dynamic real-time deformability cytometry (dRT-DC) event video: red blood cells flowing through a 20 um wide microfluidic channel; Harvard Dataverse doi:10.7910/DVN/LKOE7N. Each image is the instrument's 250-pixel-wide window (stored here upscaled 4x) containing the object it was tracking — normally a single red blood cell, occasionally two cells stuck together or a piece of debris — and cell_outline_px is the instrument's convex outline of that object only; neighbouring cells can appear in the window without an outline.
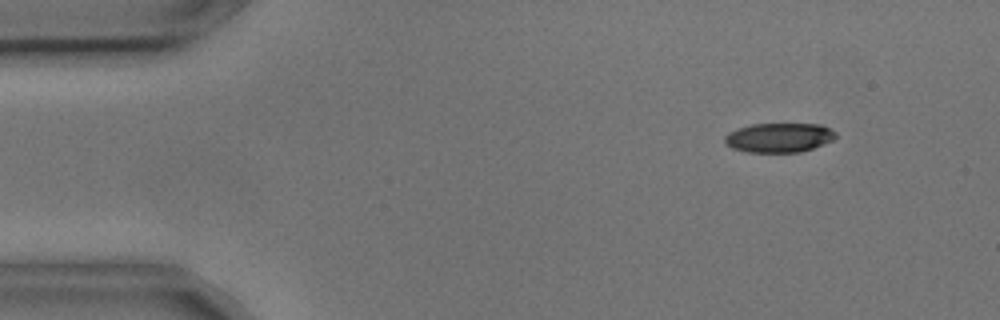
{"species": "common noctule bat (a hibernating species)", "species_latin": "Nyctalus noctula", "temperature_condition": "cold", "stored_images_in_passage": 8, "camera_frame_rate_fps": 3000, "um_per_image_px": 0.085, "animal": {"sex": "male", "body_mass_g": 17.9, "forearm_length_mm": 54.2}, "frame": {"image": 1, "passage_image": 1, "time_ms": 0.0, "image_size_px": [1000, 320], "cell_outline_px": [[836, 136], [832, 140], [824, 144], [800, 152], [748, 152], [732, 148], [724, 144], [724, 136], [728, 132], [736, 128], [752, 124], [820, 124], [832, 128], [836, 132]], "centroid_in_image_um": [66.2, 11.69], "position_along_channel_um": 18.8, "area_um2": 19.19}}
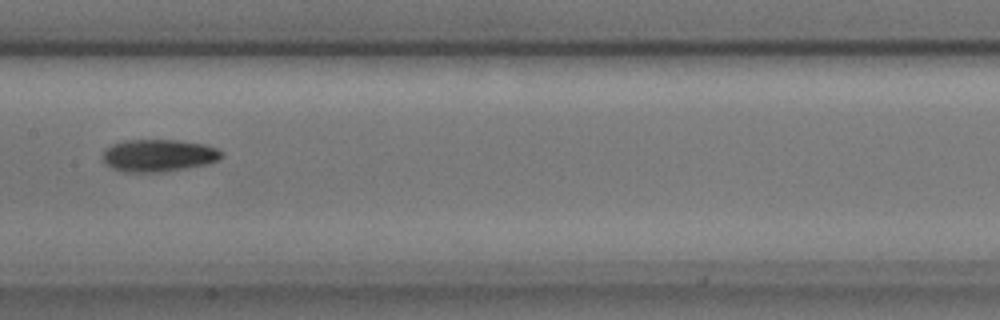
{"frame": {"image": 2, "passage_image": 7, "time_ms": 2.0, "image_size_px": [1000, 320], "cell_outline_px": [[224, 156], [208, 164], [164, 172], [120, 172], [104, 164], [104, 152], [112, 144], [124, 140], [176, 140], [204, 144], [216, 148], [224, 152]], "centroid_in_image_um": [13.49, 13.22], "position_along_channel_um": 193.9, "area_um2": 22.48}}
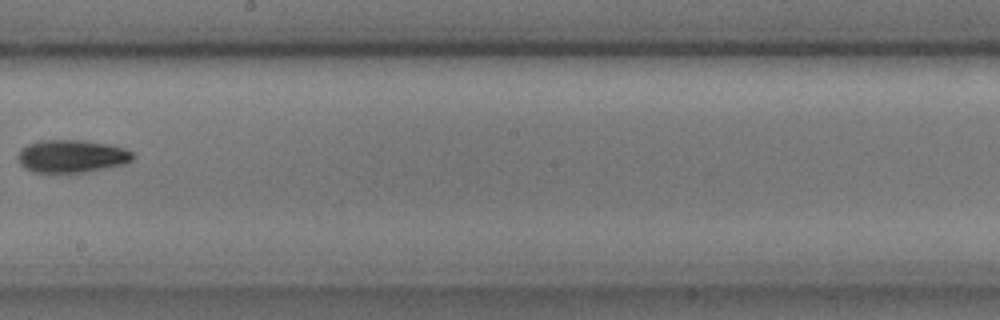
{"frame": {"image": 3, "passage_image": 8, "time_ms": 2.333, "image_size_px": [1000, 320], "cell_outline_px": [[136, 156], [132, 160], [124, 164], [84, 172], [32, 172], [24, 168], [16, 160], [16, 156], [28, 144], [40, 140], [84, 140], [112, 144], [124, 148], [132, 152]], "centroid_in_image_um": [6.1, 13.27], "position_along_channel_um": 242.1, "area_um2": 22.08}}